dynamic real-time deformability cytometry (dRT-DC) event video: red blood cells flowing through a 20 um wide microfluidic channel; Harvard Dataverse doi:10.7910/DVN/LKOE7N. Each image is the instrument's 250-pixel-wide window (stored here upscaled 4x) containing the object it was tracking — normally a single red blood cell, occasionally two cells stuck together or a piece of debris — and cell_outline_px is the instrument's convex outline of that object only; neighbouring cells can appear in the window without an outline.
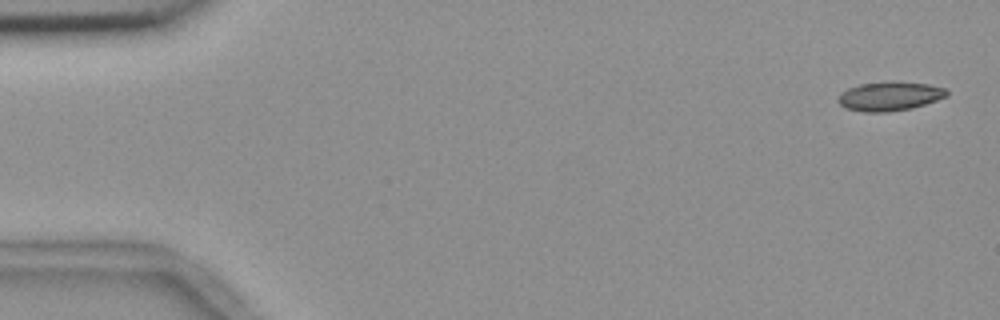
{"species": "common noctule bat (a hibernating species)", "species_latin": "Nyctalus noctula", "temperature_condition": "room temperature", "stored_images_in_passage": 56, "camera_frame_rate_fps": 3000, "um_per_image_px": 0.085, "animal": {"sex": "female", "body_mass_g": 18.4}, "frame": {"image": 1, "passage_image": 2, "time_ms": 0.333, "image_size_px": [1000, 320], "cell_outline_px": [[948, 96], [912, 108], [888, 112], [864, 112], [844, 108], [836, 100], [840, 92], [848, 88], [860, 84], [928, 84], [944, 88], [948, 92]], "centroid_in_image_um": [75.56, 8.23], "position_along_channel_um": 9.4, "area_um2": 17.69}}
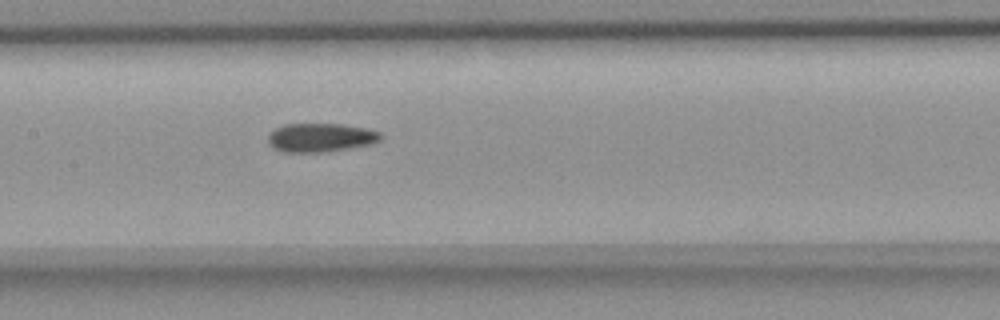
{"frame": {"image": 2, "passage_image": 27, "time_ms": 8.667, "image_size_px": [1000, 320], "cell_outline_px": [[384, 136], [380, 140], [368, 144], [348, 148], [320, 152], [280, 152], [272, 148], [268, 144], [268, 136], [276, 128], [284, 124], [340, 124], [364, 128], [380, 132]], "centroid_in_image_um": [27.21, 11.69], "position_along_channel_um": 180.2, "area_um2": 18.73}}
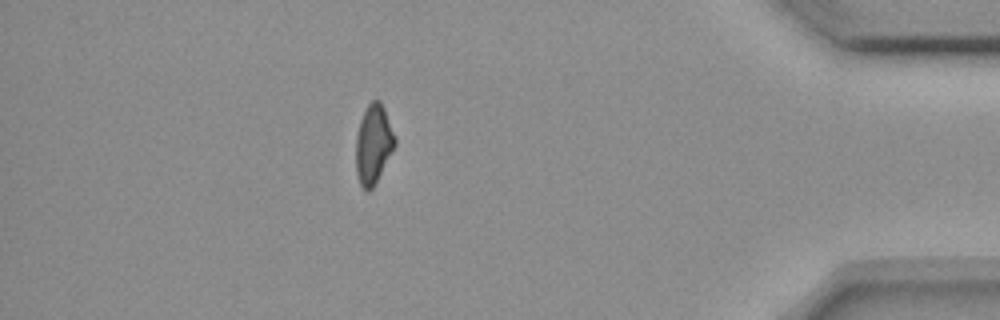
{"frame": {"image": 3, "passage_image": 49, "time_ms": 16.0, "image_size_px": [1000, 320], "cell_outline_px": [[396, 144], [372, 188], [368, 192], [360, 184], [356, 172], [356, 136], [360, 120], [368, 104], [372, 100], [380, 100], [384, 108], [396, 140]], "centroid_in_image_um": [31.72, 12.24], "position_along_channel_um": 403.5, "area_um2": 17.63}, "authors_computed_cell_mechanics": {"area_um2": 18.7561, "velocity_mm_per_s": 3.6572, "shape_relaxation_time_tau1_ms": null, "shape_relaxation_time_tau2_ms": 8.7833, "deformation_change_tau1": null, "deformation_change_tau2": 0.1396}}